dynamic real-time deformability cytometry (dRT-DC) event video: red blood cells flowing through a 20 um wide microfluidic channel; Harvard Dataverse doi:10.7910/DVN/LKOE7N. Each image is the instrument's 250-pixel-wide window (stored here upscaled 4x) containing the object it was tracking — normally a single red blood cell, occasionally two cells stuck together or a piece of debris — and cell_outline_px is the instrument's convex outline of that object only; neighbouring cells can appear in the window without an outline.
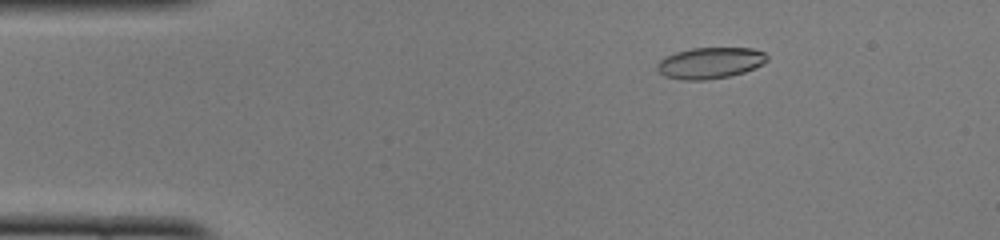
{"species": "common noctule bat (a hibernating species)", "species_latin": "Nyctalus noctula", "temperature_condition": "cold", "stored_images_in_passage": 14, "camera_frame_rate_fps": 3000, "um_per_image_px": 0.085, "animal": {"sex": "female", "body_mass_g": 22.0, "forearm_length_mm": 56.7}, "frame": {"image": 1, "passage_image": 8, "time_ms": 2.333, "image_size_px": [1000, 240], "cell_outline_px": [[768, 60], [764, 64], [744, 72], [728, 76], [704, 80], [684, 80], [664, 76], [656, 68], [656, 64], [664, 56], [676, 52], [692, 48], [752, 48], [764, 52], [768, 56]], "centroid_in_image_um": [60.36, 5.34], "position_along_channel_um": 24.6, "area_um2": 20.06}}